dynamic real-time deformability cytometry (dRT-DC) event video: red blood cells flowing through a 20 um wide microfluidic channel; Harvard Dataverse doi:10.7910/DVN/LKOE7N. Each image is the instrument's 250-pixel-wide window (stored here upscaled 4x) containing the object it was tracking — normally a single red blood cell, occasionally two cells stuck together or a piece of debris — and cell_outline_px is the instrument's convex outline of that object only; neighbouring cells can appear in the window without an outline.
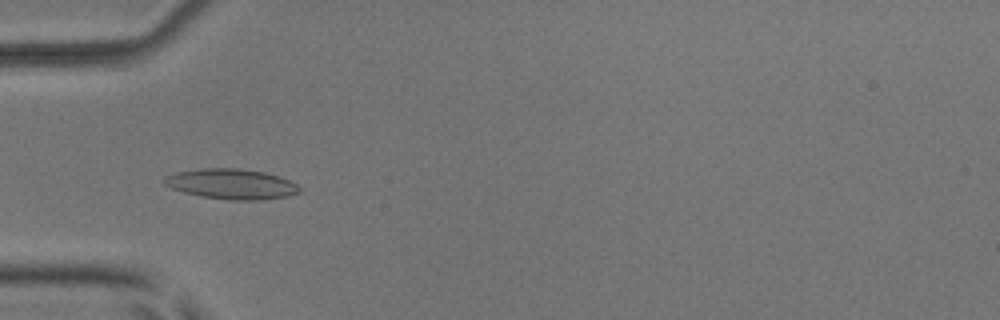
{"species": "common noctule bat (a hibernating species)", "species_latin": "Nyctalus noctula", "temperature_condition": "room temperature", "stored_images_in_passage": 27, "camera_frame_rate_fps": 3000, "um_per_image_px": 0.085, "animal": {"sex": "male", "body_mass_g": 17.9, "forearm_length_mm": 54.2}, "frame": {"image": 1, "passage_image": 18, "time_ms": 5.667, "image_size_px": [1000, 320], "cell_outline_px": [[300, 192], [288, 196], [260, 200], [228, 200], [200, 196], [184, 192], [172, 188], [164, 184], [164, 180], [168, 176], [176, 172], [200, 168], [236, 168], [264, 172], [280, 176], [296, 184], [300, 188]], "centroid_in_image_um": [19.69, 15.64], "position_along_channel_um": 65.3, "area_um2": 23.76}}
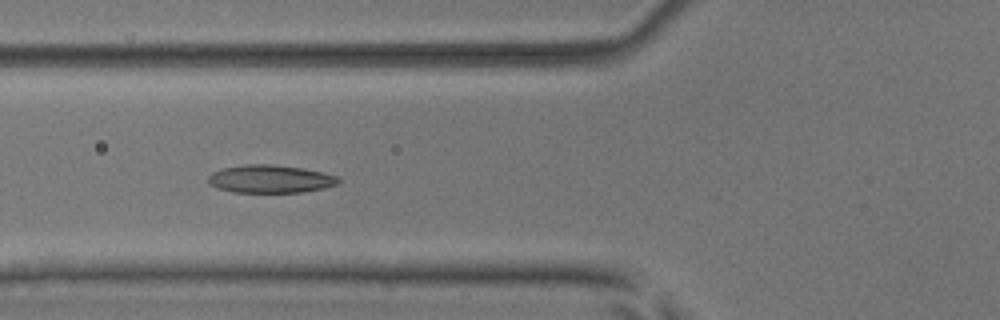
{"frame": {"image": 2, "passage_image": 21, "time_ms": 6.667, "image_size_px": [1000, 320], "cell_outline_px": [[340, 180], [336, 184], [324, 188], [300, 192], [232, 192], [216, 188], [208, 184], [208, 176], [212, 172], [220, 168], [244, 164], [272, 164], [304, 168], [336, 176]], "centroid_in_image_um": [22.89, 15.2], "position_along_channel_um": 102.9, "area_um2": 21.27}}
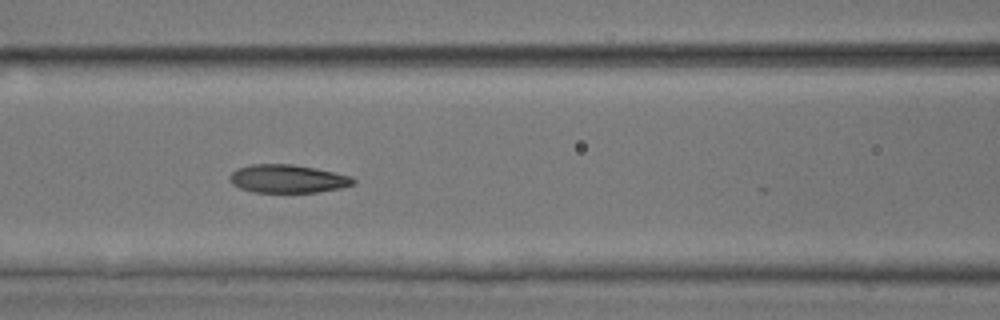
{"frame": {"image": 3, "passage_image": 24, "time_ms": 7.667, "image_size_px": [1000, 320], "cell_outline_px": [[356, 184], [340, 188], [316, 192], [252, 192], [240, 188], [232, 184], [232, 172], [240, 168], [252, 164], [292, 164], [316, 168], [352, 176], [356, 180]], "centroid_in_image_um": [24.52, 15.19], "position_along_channel_um": 142.1, "area_um2": 20.17}}